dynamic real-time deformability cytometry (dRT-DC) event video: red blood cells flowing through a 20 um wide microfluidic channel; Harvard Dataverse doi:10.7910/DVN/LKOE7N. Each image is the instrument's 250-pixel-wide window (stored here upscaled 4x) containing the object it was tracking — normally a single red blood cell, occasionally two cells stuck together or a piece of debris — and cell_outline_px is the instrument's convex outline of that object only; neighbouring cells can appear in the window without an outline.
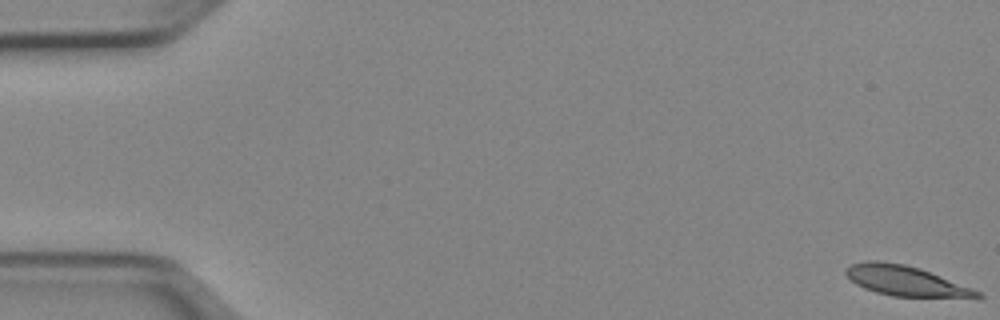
{"species": "Egyptian fruit bat (a non-hibernating species)", "species_latin": "Rousettus aegyptiacus", "temperature_condition": "cold", "stored_images_in_passage": 52, "camera_frame_rate_fps": 3000, "um_per_image_px": 0.085, "animal": {"sex": "female"}, "frame": {"image": 1, "passage_image": 1, "time_ms": 0.0, "image_size_px": [1000, 320], "cell_outline_px": [[984, 296], [892, 296], [876, 292], [864, 288], [856, 284], [844, 272], [852, 264], [868, 260], [876, 260], [904, 264], [920, 268], [972, 288], [980, 292]], "centroid_in_image_um": [76.9, 23.84], "position_along_channel_um": 8.1, "area_um2": 22.25}}
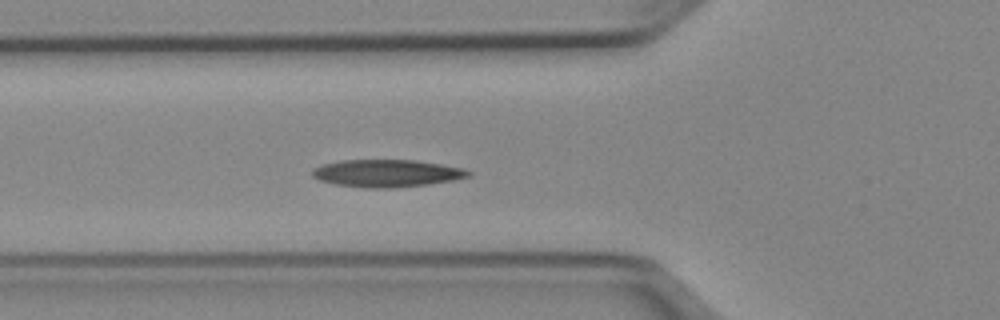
{"frame": {"image": 2, "passage_image": 19, "time_ms": 6.0, "image_size_px": [1000, 320], "cell_outline_px": [[472, 176], [452, 180], [428, 184], [396, 188], [364, 188], [336, 184], [320, 180], [312, 176], [312, 168], [320, 164], [340, 160], [416, 160], [464, 168], [472, 172]], "centroid_in_image_um": [32.87, 14.72], "position_along_channel_um": 92.9, "area_um2": 25.14}}
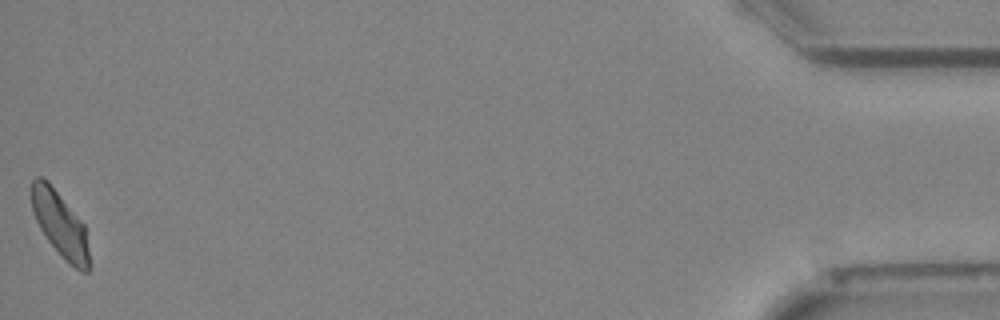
{"frame": {"image": 3, "passage_image": 52, "time_ms": 17.0, "image_size_px": [1000, 320], "cell_outline_px": [[92, 264], [88, 272], [80, 272], [48, 240], [40, 228], [32, 212], [28, 188], [32, 180], [36, 176], [40, 176], [48, 180], [84, 224]], "centroid_in_image_um": [5.09, 19.0], "position_along_channel_um": 430.1, "area_um2": 22.2}, "authors_computed_cell_mechanics": {"area_um2": 23.3801, "velocity_mm_per_s": 3.9214, "shape_relaxation_time_tau1_ms": 4.262, "shape_relaxation_time_tau2_ms": 4.3819, "deformation_change_tau1": 0.1622, "deformation_change_tau2": 0.1035}}